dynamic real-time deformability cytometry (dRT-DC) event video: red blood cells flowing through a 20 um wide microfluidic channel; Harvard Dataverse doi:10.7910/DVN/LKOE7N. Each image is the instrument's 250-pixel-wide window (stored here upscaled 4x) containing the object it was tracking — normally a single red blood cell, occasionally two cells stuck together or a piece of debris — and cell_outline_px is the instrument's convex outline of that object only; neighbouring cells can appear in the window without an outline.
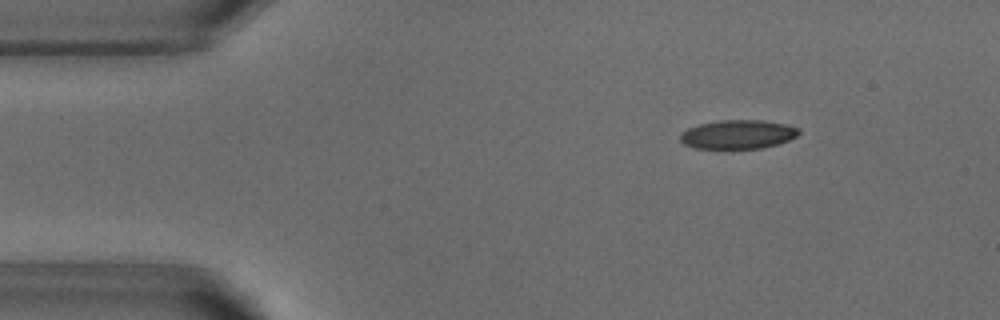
{"species": "common noctule bat (a hibernating species)", "species_latin": "Nyctalus noctula", "temperature_condition": "warm", "stored_images_in_passage": 52, "camera_frame_rate_fps": 3000, "um_per_image_px": 0.085, "animal": {"sex": "male", "body_mass_g": 18.8}, "frame": {"image": 1, "passage_image": 7, "time_ms": 2.0, "image_size_px": [1000, 320], "cell_outline_px": [[800, 132], [796, 136], [788, 140], [776, 144], [760, 148], [696, 148], [684, 144], [680, 140], [680, 136], [688, 128], [700, 124], [720, 120], [764, 120], [784, 124], [800, 128]], "centroid_in_image_um": [62.73, 11.41], "position_along_channel_um": 22.3, "area_um2": 19.71}}
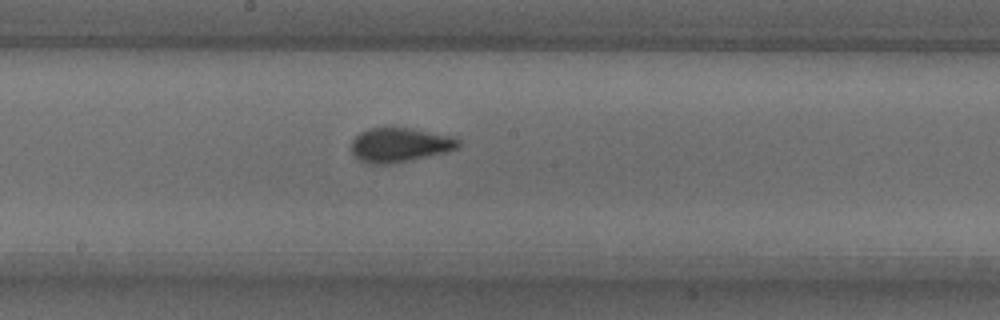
{"frame": {"image": 2, "passage_image": 27, "time_ms": 8.667, "image_size_px": [1000, 320], "cell_outline_px": [[460, 144], [456, 148], [444, 152], [384, 164], [368, 164], [360, 160], [352, 152], [352, 140], [360, 132], [368, 128], [408, 128], [448, 136], [460, 140]], "centroid_in_image_um": [33.91, 12.3], "position_along_channel_um": 214.3, "area_um2": 20.58}}
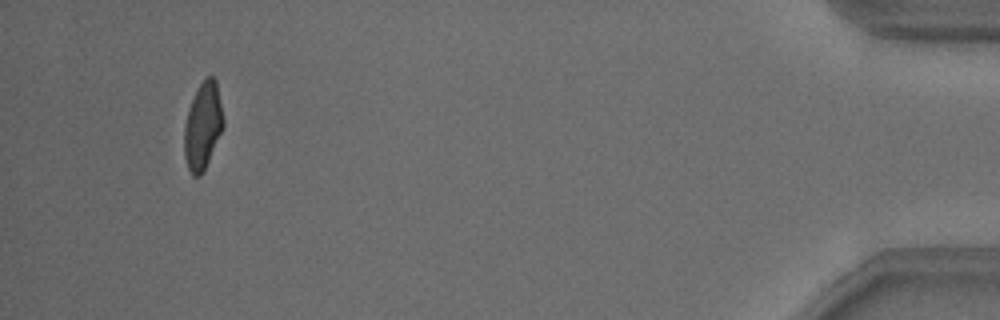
{"frame": {"image": 3, "passage_image": 49, "time_ms": 16.0, "image_size_px": [1000, 320], "cell_outline_px": [[224, 128], [200, 176], [192, 176], [188, 168], [184, 156], [184, 124], [196, 88], [208, 76], [212, 76], [216, 80], [224, 120]], "centroid_in_image_um": [17.24, 10.7], "position_along_channel_um": 418.0, "area_um2": 19.65}, "authors_computed_cell_mechanics": {"area_um2": 20.6924, "velocity_mm_per_s": 3.8367, "shape_relaxation_time_tau1_ms": 4.3799, "shape_relaxation_time_tau2_ms": 0.8016, "deformation_change_tau1": 0.1721, "deformation_change_tau2": 0.0725}}